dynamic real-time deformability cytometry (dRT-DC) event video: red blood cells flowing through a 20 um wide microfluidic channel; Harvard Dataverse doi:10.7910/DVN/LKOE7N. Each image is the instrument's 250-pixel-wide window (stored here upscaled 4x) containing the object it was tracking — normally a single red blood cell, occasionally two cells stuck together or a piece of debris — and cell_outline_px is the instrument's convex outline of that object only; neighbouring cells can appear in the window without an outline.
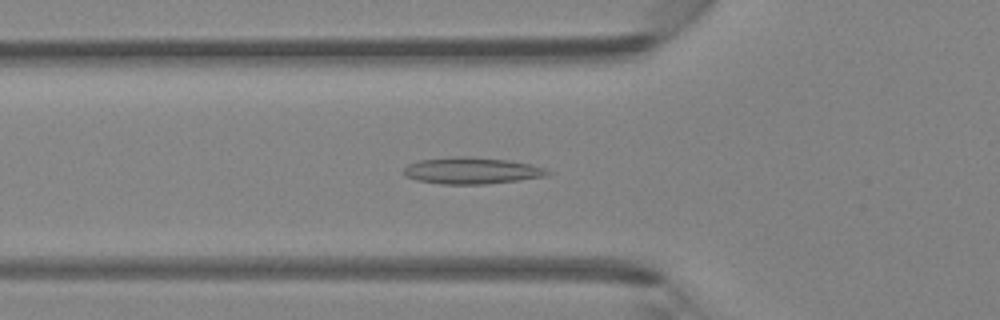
{"species": "Egyptian fruit bat (a non-hibernating species)", "species_latin": "Rousettus aegyptiacus", "temperature_condition": "room temperature", "stored_images_in_passage": 38, "camera_frame_rate_fps": 3000, "um_per_image_px": 0.085, "animal": {"sex": "female"}, "frame": {"image": 1, "passage_image": 9, "time_ms": 2.667, "image_size_px": [1000, 320], "cell_outline_px": [[552, 172], [544, 176], [516, 180], [484, 184], [440, 184], [416, 180], [404, 176], [404, 168], [408, 164], [420, 160], [456, 156], [472, 156], [508, 160], [528, 164], [544, 168]], "centroid_in_image_um": [40.04, 14.5], "position_along_channel_um": 85.8, "area_um2": 22.14}}
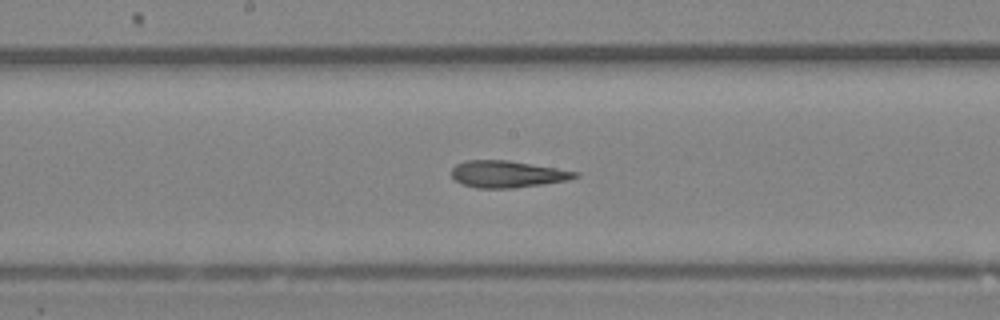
{"frame": {"image": 2, "passage_image": 17, "time_ms": 5.333, "image_size_px": [1000, 320], "cell_outline_px": [[580, 176], [568, 180], [544, 184], [516, 188], [476, 188], [464, 184], [456, 180], [452, 176], [452, 168], [456, 164], [464, 160], [508, 160], [580, 172]], "centroid_in_image_um": [43.15, 14.8], "position_along_channel_um": 205.1, "area_um2": 19.36}}
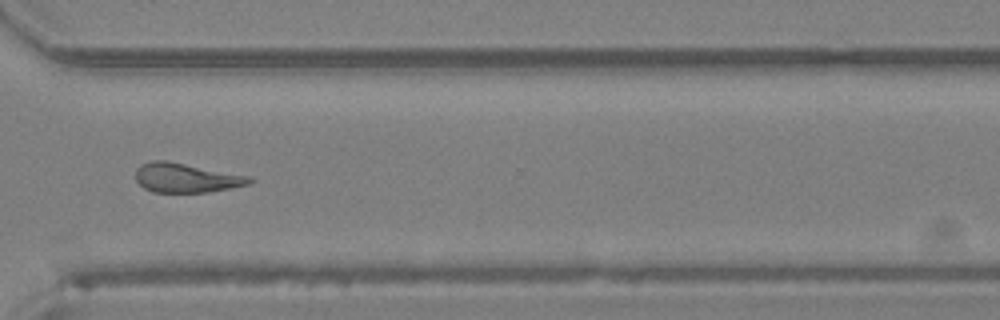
{"frame": {"image": 3, "passage_image": 27, "time_ms": 8.667, "image_size_px": [1000, 320], "cell_outline_px": [[256, 180], [248, 184], [208, 192], [152, 192], [144, 188], [136, 180], [136, 168], [140, 164], [152, 160], [168, 160], [248, 176]], "centroid_in_image_um": [15.78, 15.1], "position_along_channel_um": 354.8, "area_um2": 19.42}}